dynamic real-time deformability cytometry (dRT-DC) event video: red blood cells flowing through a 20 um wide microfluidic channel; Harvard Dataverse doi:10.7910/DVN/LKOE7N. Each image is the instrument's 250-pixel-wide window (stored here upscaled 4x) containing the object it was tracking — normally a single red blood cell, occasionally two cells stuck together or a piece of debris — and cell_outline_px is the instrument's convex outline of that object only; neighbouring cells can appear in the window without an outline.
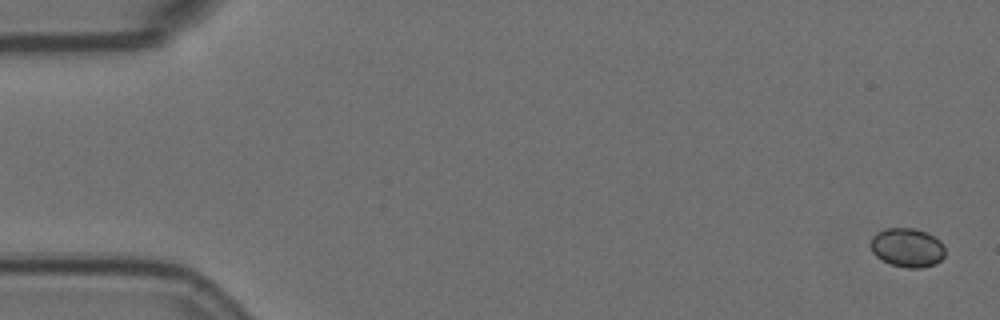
{"species": "Egyptian fruit bat (a non-hibernating species)", "species_latin": "Rousettus aegyptiacus", "temperature_condition": "room temperature", "stored_images_in_passage": 7, "camera_frame_rate_fps": 3000, "um_per_image_px": 0.085, "animal": {"sex": "female"}, "frame": {"image": 1, "passage_image": 1, "time_ms": 0.0, "image_size_px": [1000, 320], "cell_outline_px": [[944, 256], [936, 264], [920, 268], [908, 268], [892, 264], [876, 256], [872, 252], [868, 244], [872, 236], [876, 232], [884, 228], [916, 228], [928, 232], [940, 240], [944, 244]], "centroid_in_image_um": [77.1, 21.02], "position_along_channel_um": 7.9, "area_um2": 17.22}}
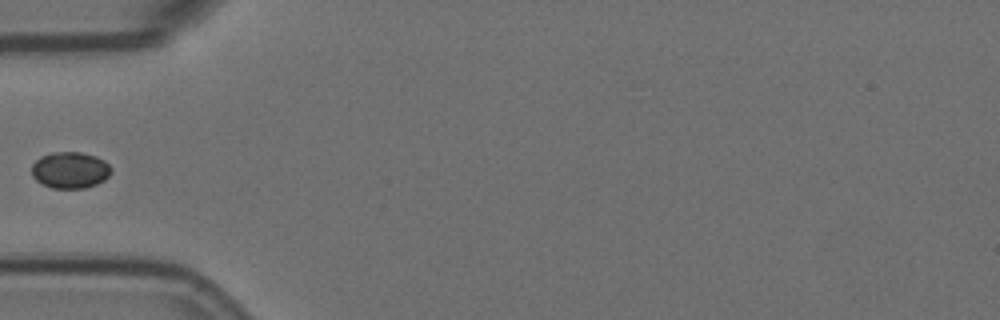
{"frame": {"image": 2, "passage_image": 6, "time_ms": 1.667, "image_size_px": [1000, 320], "cell_outline_px": [[112, 172], [104, 180], [96, 184], [84, 188], [52, 188], [36, 180], [32, 176], [32, 164], [40, 156], [52, 152], [80, 152], [96, 156], [104, 160], [112, 168]], "centroid_in_image_um": [5.96, 14.45], "position_along_channel_um": 79.0, "area_um2": 16.94}}
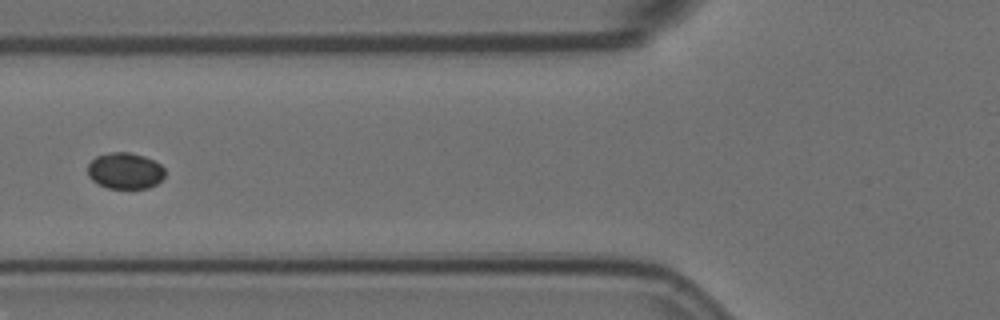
{"frame": {"image": 3, "passage_image": 7, "time_ms": 2.0, "image_size_px": [1000, 320], "cell_outline_px": [[164, 176], [156, 184], [148, 188], [108, 188], [92, 180], [88, 176], [88, 164], [96, 156], [108, 152], [128, 152], [144, 156], [160, 164], [164, 168]], "centroid_in_image_um": [10.62, 14.51], "position_along_channel_um": 115.2, "area_um2": 16.24}}